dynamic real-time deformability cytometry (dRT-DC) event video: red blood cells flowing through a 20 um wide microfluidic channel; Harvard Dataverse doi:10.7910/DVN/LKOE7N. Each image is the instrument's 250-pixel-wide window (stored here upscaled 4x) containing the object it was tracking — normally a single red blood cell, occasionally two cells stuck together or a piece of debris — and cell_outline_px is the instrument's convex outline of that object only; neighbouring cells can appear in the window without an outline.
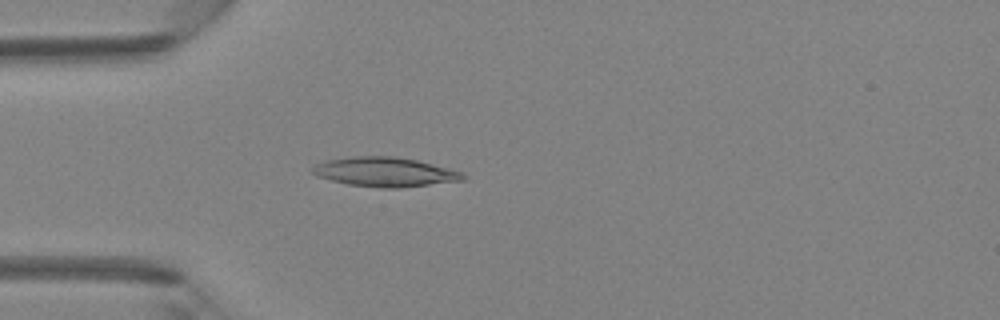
{"species": "Egyptian fruit bat (a non-hibernating species)", "species_latin": "Rousettus aegyptiacus", "temperature_condition": "room temperature", "stored_images_in_passage": 32, "camera_frame_rate_fps": 3000, "um_per_image_px": 0.085, "animal": {"sex": "female"}, "frame": {"image": 1, "passage_image": 3, "time_ms": 0.667, "image_size_px": [1000, 320], "cell_outline_px": [[468, 176], [464, 180], [400, 188], [380, 188], [348, 184], [316, 176], [312, 172], [312, 168], [316, 164], [324, 160], [352, 156], [392, 156], [416, 160], [448, 168], [460, 172]], "centroid_in_image_um": [32.7, 14.62], "position_along_channel_um": 52.3, "area_um2": 25.72}}
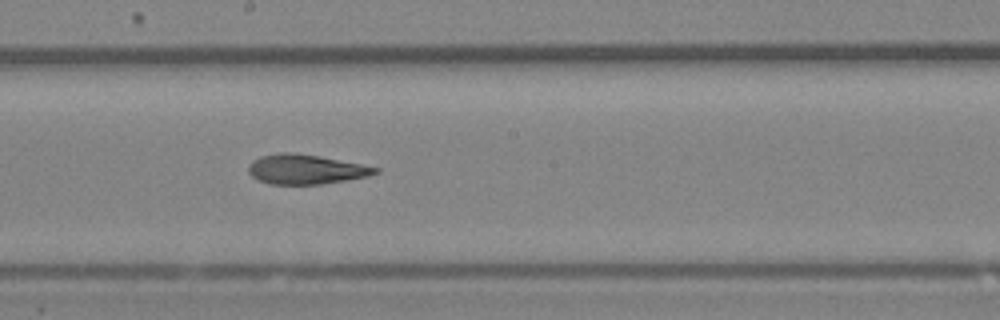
{"frame": {"image": 2, "passage_image": 15, "time_ms": 4.667, "image_size_px": [1000, 320], "cell_outline_px": [[380, 172], [368, 176], [320, 184], [268, 184], [256, 180], [248, 172], [248, 164], [252, 160], [260, 156], [276, 152], [292, 152], [320, 156], [380, 168]], "centroid_in_image_um": [25.93, 14.38], "position_along_channel_um": 222.3, "area_um2": 22.02}}
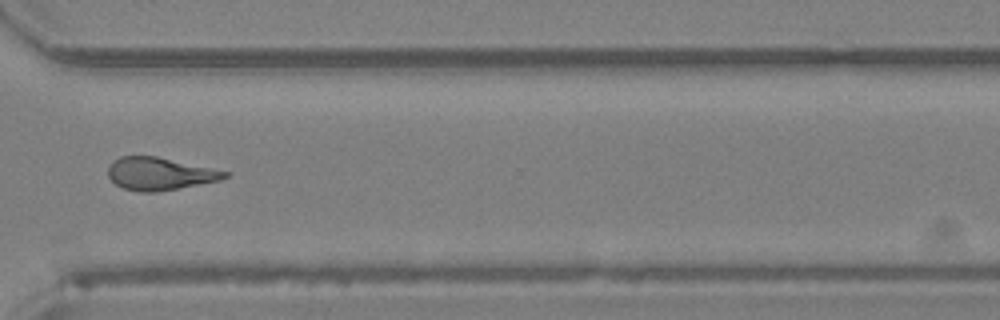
{"frame": {"image": 3, "passage_image": 24, "time_ms": 7.667, "image_size_px": [1000, 320], "cell_outline_px": [[228, 176], [220, 180], [180, 188], [156, 192], [140, 192], [124, 188], [116, 184], [108, 176], [108, 168], [112, 160], [120, 156], [156, 156], [228, 172]], "centroid_in_image_um": [13.53, 14.77], "position_along_channel_um": 357.1, "area_um2": 21.96}}